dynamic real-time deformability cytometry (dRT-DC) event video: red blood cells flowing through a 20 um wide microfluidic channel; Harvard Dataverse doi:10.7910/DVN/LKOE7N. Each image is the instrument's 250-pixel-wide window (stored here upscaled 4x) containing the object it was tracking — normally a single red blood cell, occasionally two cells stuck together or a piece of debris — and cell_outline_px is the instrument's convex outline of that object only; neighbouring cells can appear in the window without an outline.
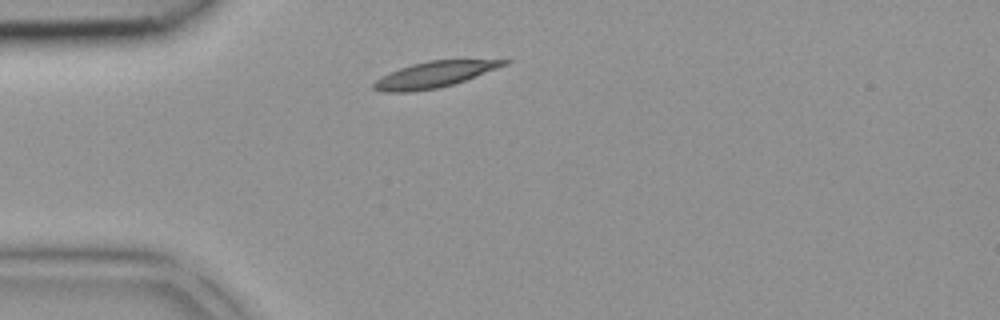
{"species": "common noctule bat (a hibernating species)", "species_latin": "Nyctalus noctula", "temperature_condition": "room temperature", "stored_images_in_passage": 32, "camera_frame_rate_fps": 3000, "um_per_image_px": 0.085, "animal": {"sex": "female", "body_mass_g": 18.4}, "frame": {"image": 1, "passage_image": 1, "time_ms": 0.0, "image_size_px": [1000, 320], "cell_outline_px": [[512, 60], [508, 64], [464, 80], [440, 88], [412, 92], [384, 92], [372, 88], [372, 84], [380, 76], [400, 68], [412, 64], [428, 60]], "centroid_in_image_um": [36.85, 6.34], "position_along_channel_um": 48.1, "area_um2": 19.54}}
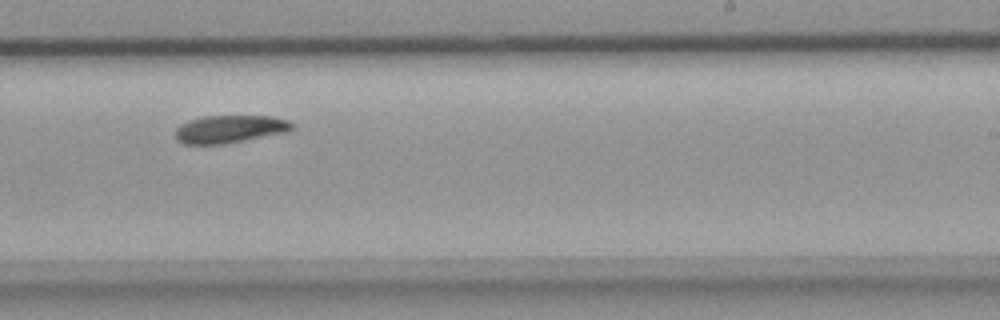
{"frame": {"image": 2, "passage_image": 16, "time_ms": 5.0, "image_size_px": [1000, 320], "cell_outline_px": [[292, 128], [288, 132], [224, 144], [184, 144], [176, 140], [176, 128], [180, 124], [204, 116], [272, 116], [288, 120], [292, 124]], "centroid_in_image_um": [19.53, 10.97], "position_along_channel_um": 269.5, "area_um2": 18.79}}
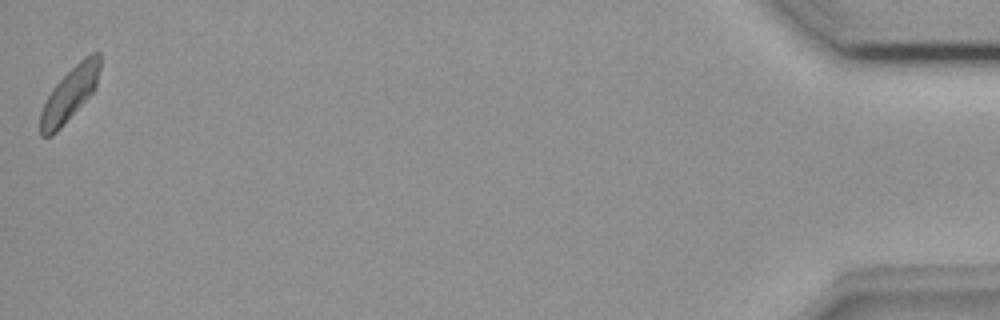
{"frame": {"image": 3, "passage_image": 32, "time_ms": 10.333, "image_size_px": [1000, 320], "cell_outline_px": [[100, 68], [96, 88], [60, 128], [52, 136], [40, 136], [40, 112], [52, 88], [80, 60], [92, 52], [100, 52]], "centroid_in_image_um": [5.92, 7.99], "position_along_channel_um": 429.3, "area_um2": 18.26}}